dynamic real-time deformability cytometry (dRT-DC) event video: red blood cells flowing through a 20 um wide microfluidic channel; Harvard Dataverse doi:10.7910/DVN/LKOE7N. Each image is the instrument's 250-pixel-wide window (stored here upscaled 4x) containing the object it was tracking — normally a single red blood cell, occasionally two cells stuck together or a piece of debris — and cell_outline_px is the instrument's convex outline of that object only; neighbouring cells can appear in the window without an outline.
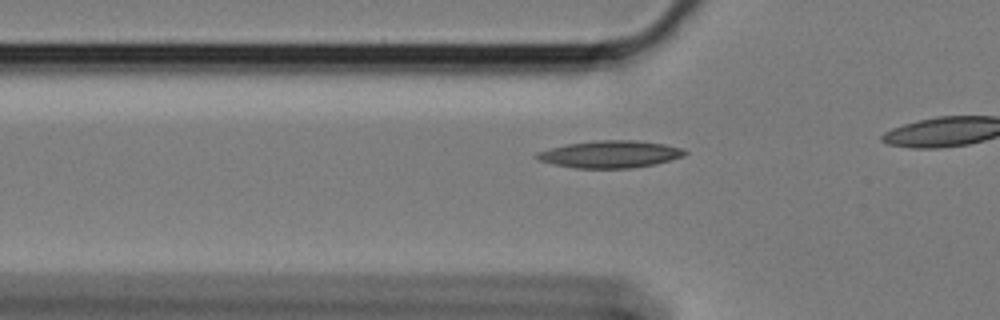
{"species": "Egyptian fruit bat (a non-hibernating species)", "species_latin": "Rousettus aegyptiacus", "temperature_condition": "cold", "stored_images_in_passage": 21, "camera_frame_rate_fps": 3000, "um_per_image_px": 0.085, "animal": {"sex": "female"}, "frame": {"image": 1, "passage_image": 15, "time_ms": 4.667, "image_size_px": [1000, 320], "cell_outline_px": [[688, 152], [684, 156], [656, 164], [632, 168], [576, 168], [552, 164], [540, 160], [532, 156], [536, 152], [564, 144], [596, 140], [636, 140], [664, 144], [684, 148]], "centroid_in_image_um": [51.85, 13.1], "position_along_channel_um": 73.9, "area_um2": 23.7}}